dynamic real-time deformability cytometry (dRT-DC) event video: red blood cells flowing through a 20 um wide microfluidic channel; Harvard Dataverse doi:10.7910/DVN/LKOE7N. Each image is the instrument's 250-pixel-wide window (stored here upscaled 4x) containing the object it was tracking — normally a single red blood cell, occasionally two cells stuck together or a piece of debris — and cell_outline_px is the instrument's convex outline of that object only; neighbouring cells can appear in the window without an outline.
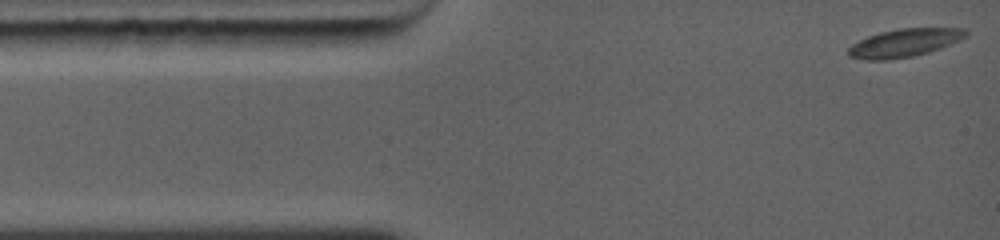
{"species": "common noctule bat (a hibernating species)", "species_latin": "Nyctalus noctula", "temperature_condition": "warm", "stored_images_in_passage": 61, "camera_frame_rate_fps": 5000, "um_per_image_px": 0.085, "animal": {"sex": "female", "body_mass_g": 19.0, "forearm_length_mm": 56.7}, "frame": {"image": 1, "passage_image": 1, "time_ms": 0.0, "image_size_px": [1000, 240], "cell_outline_px": [[968, 36], [960, 40], [940, 48], [928, 52], [912, 56], [888, 60], [864, 60], [848, 56], [848, 48], [852, 44], [868, 36], [880, 32], [900, 28], [964, 28], [968, 32]], "centroid_in_image_um": [76.87, 3.64], "position_along_channel_um": 8.1, "area_um2": 19.25}}
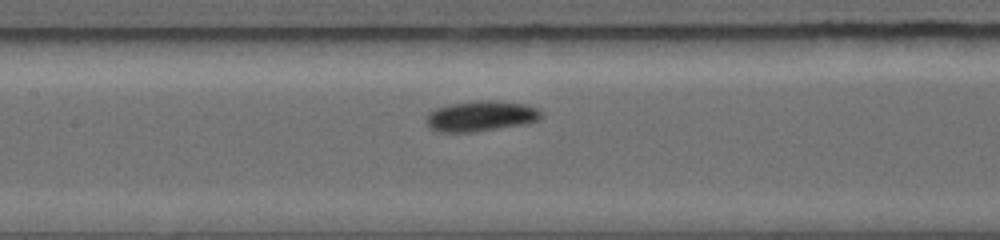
{"frame": {"image": 2, "passage_image": 27, "time_ms": 5.2, "image_size_px": [1000, 240], "cell_outline_px": [[540, 116], [536, 120], [516, 124], [492, 128], [464, 132], [452, 132], [432, 128], [428, 124], [428, 116], [436, 108], [448, 104], [472, 100], [496, 100], [528, 104], [536, 108], [540, 112]], "centroid_in_image_um": [40.87, 9.81], "position_along_channel_um": 166.5, "area_um2": 19.48}}
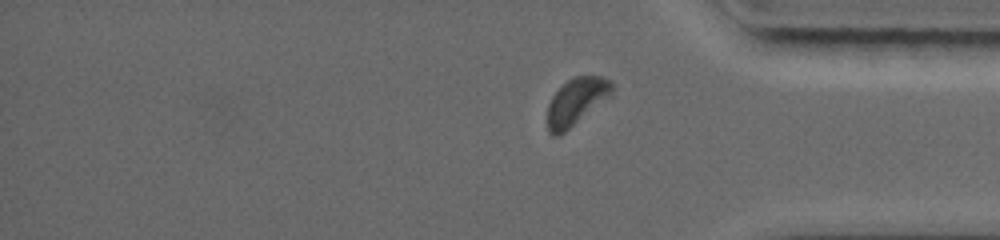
{"frame": {"image": 3, "passage_image": 52, "time_ms": 10.4, "image_size_px": [1000, 240], "cell_outline_px": [[612, 96], [564, 132], [556, 136], [548, 132], [548, 104], [552, 96], [572, 76], [600, 76], [612, 80]], "centroid_in_image_um": [49.02, 8.61], "position_along_channel_um": 386.2, "area_um2": 17.57}, "authors_computed_cell_mechanics": {"area_um2": 18.0914, "velocity_mm_per_s": 4.3649, "shape_relaxation_time_tau1_ms": 3.9058, "shape_relaxation_time_tau2_ms": 9.8927, "deformation_change_tau1": 0.161, "deformation_change_tau2": 0.1309}}